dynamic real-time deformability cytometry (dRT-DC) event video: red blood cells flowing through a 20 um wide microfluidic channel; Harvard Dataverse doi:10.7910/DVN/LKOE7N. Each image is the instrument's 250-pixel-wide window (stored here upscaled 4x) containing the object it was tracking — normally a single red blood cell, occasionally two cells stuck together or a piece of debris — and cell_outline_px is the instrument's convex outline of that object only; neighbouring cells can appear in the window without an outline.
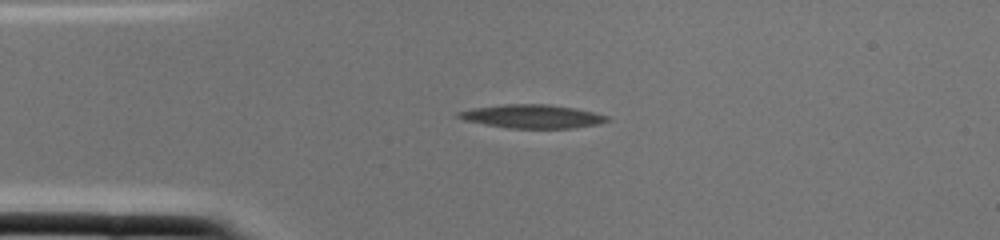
{"species": "common noctule bat (a hibernating species)", "species_latin": "Nyctalus noctula", "temperature_condition": "cold", "stored_images_in_passage": 1, "camera_frame_rate_fps": 3000, "um_per_image_px": 0.085, "animal": {"sex": "female", "body_mass_g": 22.0, "forearm_length_mm": 56.7}, "frame": {"image": 1, "passage_image": 1, "time_ms": 0.0, "image_size_px": [1000, 240], "cell_outline_px": [[612, 120], [600, 124], [572, 128], [508, 128], [484, 124], [464, 120], [456, 116], [456, 112], [472, 108], [508, 104], [548, 104], [576, 108], [608, 116]], "centroid_in_image_um": [45.26, 9.89], "position_along_channel_um": 39.7, "area_um2": 20.46}}